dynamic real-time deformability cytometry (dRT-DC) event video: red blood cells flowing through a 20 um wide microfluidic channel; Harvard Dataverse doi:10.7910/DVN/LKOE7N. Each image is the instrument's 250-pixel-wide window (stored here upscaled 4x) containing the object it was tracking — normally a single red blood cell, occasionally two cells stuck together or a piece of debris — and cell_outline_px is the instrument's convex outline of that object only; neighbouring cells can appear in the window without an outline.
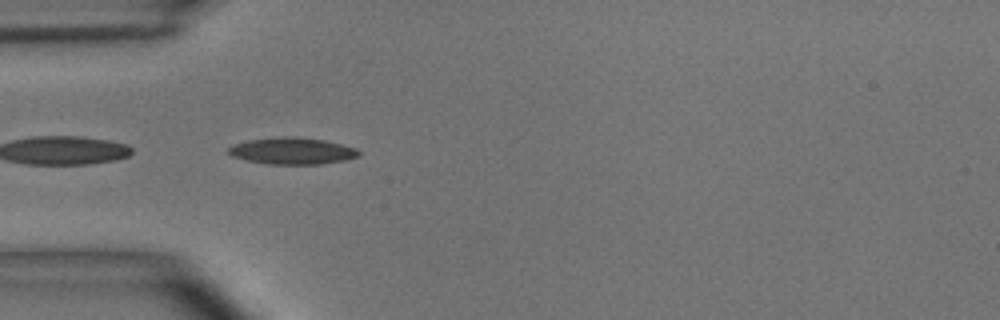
{"species": "common noctule bat (a hibernating species)", "species_latin": "Nyctalus noctula", "temperature_condition": "room temperature", "stored_images_in_passage": 4, "camera_frame_rate_fps": 3000, "um_per_image_px": 0.085, "animal": {"sex": "male", "body_mass_g": 15.6}, "frame": {"image": 1, "passage_image": 1, "time_ms": 0.0, "image_size_px": [1000, 320], "cell_outline_px": [[360, 156], [344, 160], [320, 164], [268, 164], [248, 160], [232, 156], [228, 152], [228, 148], [236, 144], [248, 140], [284, 136], [292, 136], [324, 140], [356, 148], [360, 152]], "centroid_in_image_um": [24.86, 12.83], "position_along_channel_um": 60.1, "area_um2": 20.06}}